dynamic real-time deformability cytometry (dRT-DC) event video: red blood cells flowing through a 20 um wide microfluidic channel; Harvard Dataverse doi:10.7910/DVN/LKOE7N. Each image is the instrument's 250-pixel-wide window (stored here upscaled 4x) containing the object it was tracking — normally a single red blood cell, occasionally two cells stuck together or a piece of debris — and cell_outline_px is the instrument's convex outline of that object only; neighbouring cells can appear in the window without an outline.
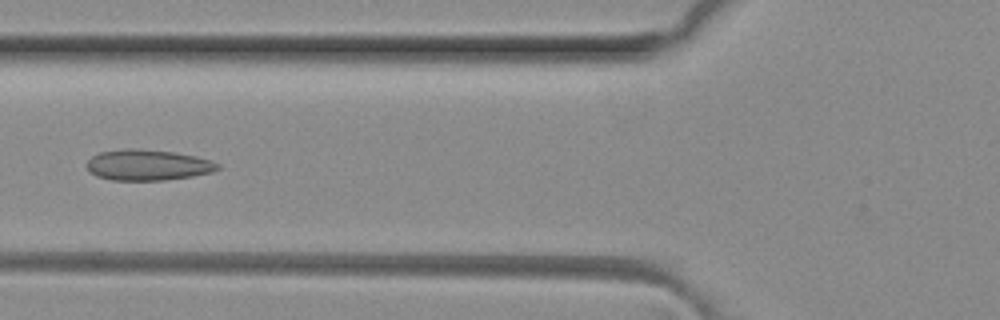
{"species": "common noctule bat (a hibernating species)", "species_latin": "Nyctalus noctula", "temperature_condition": "room temperature", "stored_images_in_passage": 9, "camera_frame_rate_fps": 3000, "um_per_image_px": 0.085, "animal": {"sex": "female", "body_mass_g": 29.2, "forearm_length_mm": 56.3}, "frame": {"image": 1, "passage_image": 7, "time_ms": 2.0, "image_size_px": [1000, 320], "cell_outline_px": [[220, 168], [212, 172], [192, 176], [164, 180], [112, 180], [96, 176], [84, 164], [92, 156], [100, 152], [132, 148], [136, 148], [176, 152], [196, 156], [212, 160], [220, 164]], "centroid_in_image_um": [12.58, 14.02], "position_along_channel_um": 113.2, "area_um2": 23.58}}
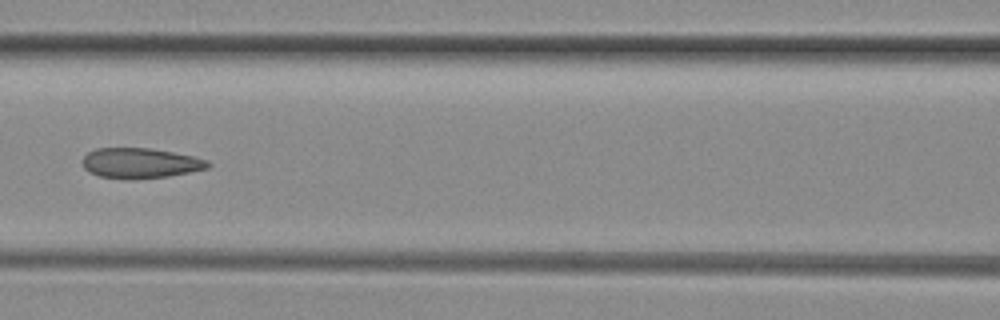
{"frame": {"image": 2, "passage_image": 8, "time_ms": 2.333, "image_size_px": [1000, 320], "cell_outline_px": [[212, 164], [208, 168], [168, 176], [132, 180], [124, 180], [100, 176], [88, 172], [84, 168], [84, 156], [88, 152], [96, 148], [152, 148], [192, 156], [208, 160]], "centroid_in_image_um": [11.92, 13.87], "position_along_channel_um": 154.7, "area_um2": 22.2}}
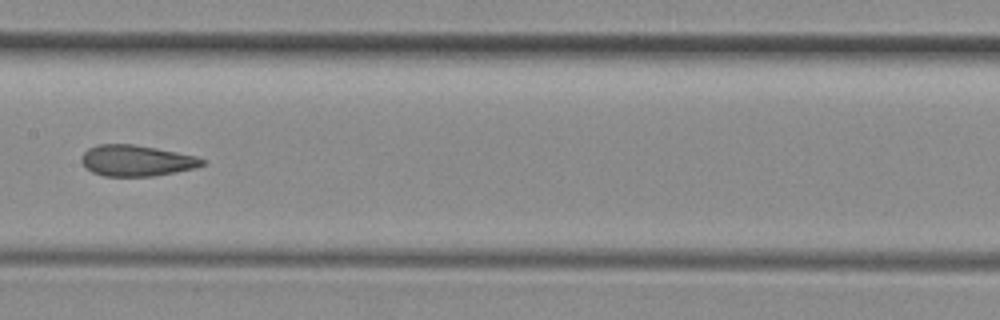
{"frame": {"image": 3, "passage_image": 9, "time_ms": 2.667, "image_size_px": [1000, 320], "cell_outline_px": [[208, 164], [176, 172], [152, 176], [104, 176], [92, 172], [84, 168], [80, 160], [80, 156], [88, 148], [96, 144], [136, 144], [196, 156], [204, 160]], "centroid_in_image_um": [11.55, 13.65], "position_along_channel_um": 195.9, "area_um2": 22.02}}